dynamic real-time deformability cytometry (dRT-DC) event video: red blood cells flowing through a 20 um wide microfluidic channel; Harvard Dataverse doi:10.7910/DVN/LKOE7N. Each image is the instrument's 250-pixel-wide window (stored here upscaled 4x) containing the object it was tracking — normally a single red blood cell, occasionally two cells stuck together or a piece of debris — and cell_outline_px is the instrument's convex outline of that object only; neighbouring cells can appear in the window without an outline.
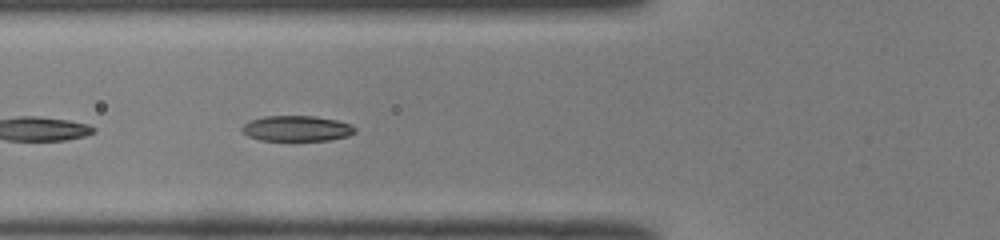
{"species": "common noctule bat (a hibernating species)", "species_latin": "Nyctalus noctula", "temperature_condition": "room temperature", "stored_images_in_passage": 15, "camera_frame_rate_fps": 3000, "um_per_image_px": 0.085, "animal": {"sex": "male", "body_mass_g": 19.0, "forearm_length_mm": 50.8}, "frame": {"image": 1, "passage_image": 5, "time_ms": 1.333, "image_size_px": [1000, 240], "cell_outline_px": [[356, 132], [348, 136], [328, 140], [260, 140], [248, 136], [240, 128], [248, 120], [264, 116], [316, 116], [336, 120], [352, 124], [356, 128]], "centroid_in_image_um": [25.23, 10.91], "position_along_channel_um": 100.6, "area_um2": 16.88}}
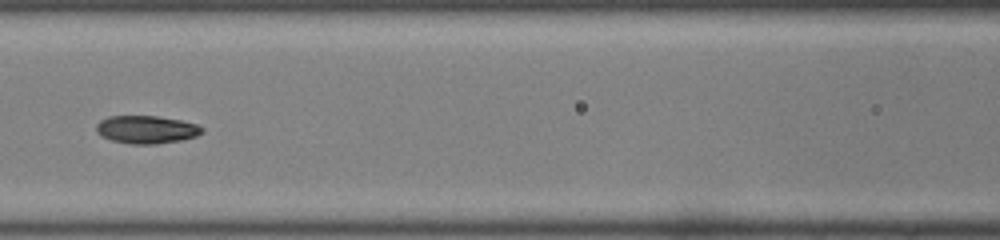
{"frame": {"image": 2, "passage_image": 9, "time_ms": 2.667, "image_size_px": [1000, 240], "cell_outline_px": [[204, 132], [196, 136], [180, 140], [156, 144], [132, 144], [112, 140], [100, 136], [96, 132], [96, 124], [100, 120], [108, 116], [156, 116], [180, 120], [196, 124], [204, 128]], "centroid_in_image_um": [12.43, 11.01], "position_along_channel_um": 154.2, "area_um2": 17.22}}